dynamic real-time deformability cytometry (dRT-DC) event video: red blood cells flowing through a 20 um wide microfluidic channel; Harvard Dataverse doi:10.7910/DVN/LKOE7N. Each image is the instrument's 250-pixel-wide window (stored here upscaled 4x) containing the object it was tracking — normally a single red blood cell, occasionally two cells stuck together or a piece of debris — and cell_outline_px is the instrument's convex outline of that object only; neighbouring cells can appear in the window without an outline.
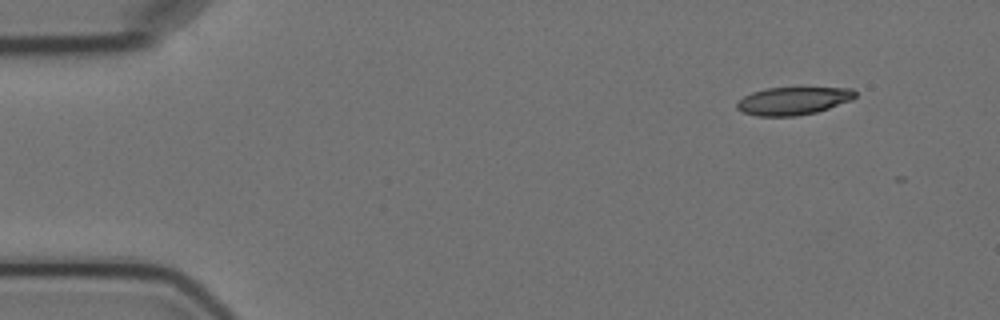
{"species": "Egyptian fruit bat (a non-hibernating species)", "species_latin": "Rousettus aegyptiacus", "temperature_condition": "cold", "stored_images_in_passage": 5, "camera_frame_rate_fps": 3000, "um_per_image_px": 0.085, "animal": {"sex": "female"}, "frame": {"image": 1, "passage_image": 1, "time_ms": 0.0, "image_size_px": [1000, 320], "cell_outline_px": [[856, 96], [852, 100], [816, 112], [796, 116], [756, 116], [744, 112], [736, 108], [736, 104], [744, 96], [752, 92], [768, 88], [852, 88], [856, 92]], "centroid_in_image_um": [67.42, 8.58], "position_along_channel_um": 17.6, "area_um2": 19.02}}
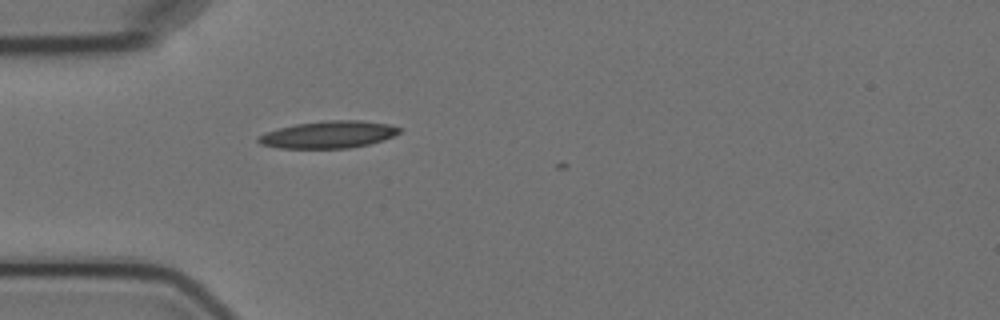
{"frame": {"image": 2, "passage_image": 4, "time_ms": 3.667, "image_size_px": [1000, 320], "cell_outline_px": [[404, 128], [400, 132], [392, 136], [368, 144], [348, 148], [276, 148], [260, 144], [256, 140], [256, 136], [280, 128], [296, 124], [328, 120], [360, 120], [388, 124]], "centroid_in_image_um": [27.9, 11.44], "position_along_channel_um": 57.1, "area_um2": 22.2}}